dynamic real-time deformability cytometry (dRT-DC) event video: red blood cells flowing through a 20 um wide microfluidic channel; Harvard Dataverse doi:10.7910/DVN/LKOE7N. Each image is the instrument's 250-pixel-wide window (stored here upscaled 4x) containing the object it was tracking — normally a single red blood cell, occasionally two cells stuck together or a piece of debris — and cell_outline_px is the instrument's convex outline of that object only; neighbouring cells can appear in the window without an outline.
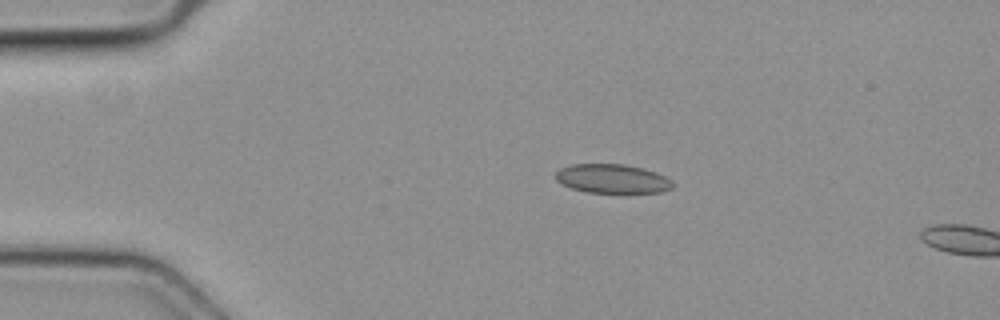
{"species": "common noctule bat (a hibernating species)", "species_latin": "Nyctalus noctula", "temperature_condition": "cold", "stored_images_in_passage": 3, "camera_frame_rate_fps": 3000, "um_per_image_px": 0.085, "animal": {"sex": "female", "body_mass_g": 19.3, "forearm_length_mm": 54.1}, "frame": {"image": 1, "passage_image": 2, "time_ms": 0.333, "image_size_px": [1000, 320], "cell_outline_px": [[672, 188], [660, 192], [624, 196], [620, 196], [588, 192], [572, 188], [560, 184], [556, 180], [556, 172], [560, 168], [572, 164], [624, 164], [656, 172], [672, 180]], "centroid_in_image_um": [52.07, 15.25], "position_along_channel_um": 32.9, "area_um2": 20.69}}